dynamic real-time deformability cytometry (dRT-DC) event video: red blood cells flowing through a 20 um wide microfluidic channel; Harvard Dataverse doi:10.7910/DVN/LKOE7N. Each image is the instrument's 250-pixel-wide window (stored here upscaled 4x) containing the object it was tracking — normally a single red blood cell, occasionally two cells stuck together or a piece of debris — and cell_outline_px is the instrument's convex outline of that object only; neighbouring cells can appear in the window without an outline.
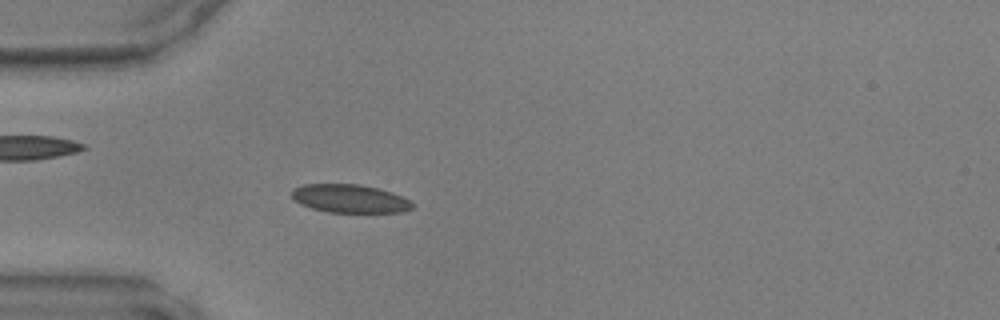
{"species": "common noctule bat (a hibernating species)", "species_latin": "Nyctalus noctula", "temperature_condition": "warm", "stored_images_in_passage": 48, "camera_frame_rate_fps": 3000, "um_per_image_px": 0.085, "animal": {"sex": "male", "body_mass_g": 17.9, "forearm_length_mm": 54.2}, "frame": {"image": 1, "passage_image": 15, "time_ms": 4.667, "image_size_px": [1000, 320], "cell_outline_px": [[412, 208], [404, 212], [328, 212], [312, 208], [300, 204], [292, 196], [292, 188], [304, 184], [360, 184], [392, 192], [408, 200], [412, 204]], "centroid_in_image_um": [29.7, 16.88], "position_along_channel_um": 55.3, "area_um2": 19.71}}
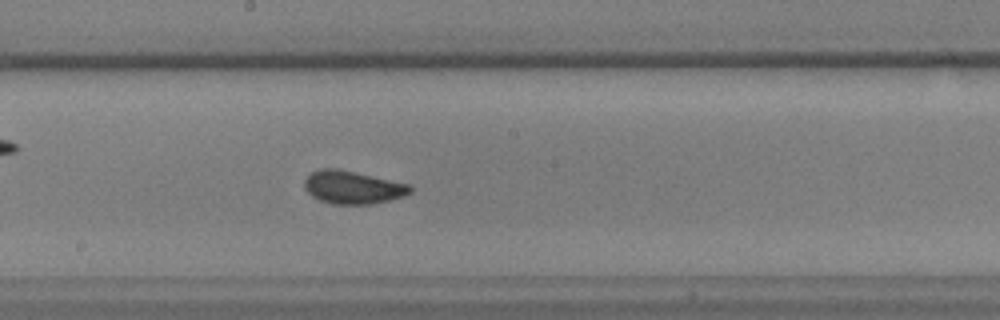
{"frame": {"image": 2, "passage_image": 27, "time_ms": 8.667, "image_size_px": [1000, 320], "cell_outline_px": [[412, 192], [404, 196], [372, 204], [332, 204], [320, 200], [312, 196], [304, 188], [304, 180], [312, 172], [320, 168], [336, 168], [408, 184], [412, 188]], "centroid_in_image_um": [29.95, 15.93], "position_along_channel_um": 218.2, "area_um2": 20.11}}
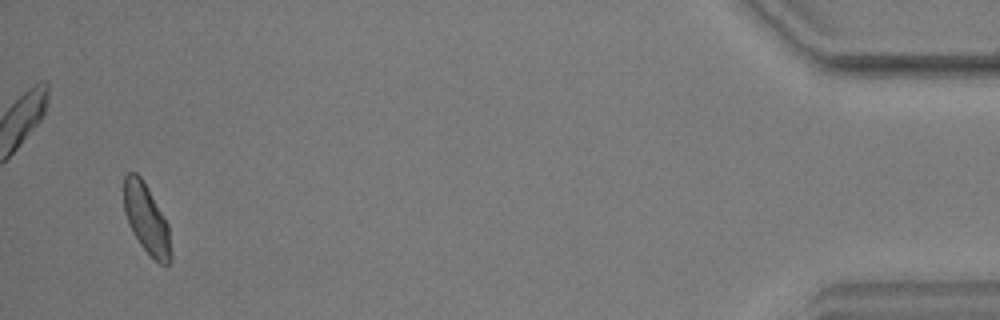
{"frame": {"image": 3, "passage_image": 47, "time_ms": 15.333, "image_size_px": [1000, 320], "cell_outline_px": [[172, 260], [168, 264], [160, 264], [140, 244], [132, 232], [128, 224], [124, 212], [124, 176], [128, 172], [136, 172], [140, 176], [168, 224], [172, 256]], "centroid_in_image_um": [12.44, 18.63], "position_along_channel_um": 422.8, "area_um2": 18.79}}